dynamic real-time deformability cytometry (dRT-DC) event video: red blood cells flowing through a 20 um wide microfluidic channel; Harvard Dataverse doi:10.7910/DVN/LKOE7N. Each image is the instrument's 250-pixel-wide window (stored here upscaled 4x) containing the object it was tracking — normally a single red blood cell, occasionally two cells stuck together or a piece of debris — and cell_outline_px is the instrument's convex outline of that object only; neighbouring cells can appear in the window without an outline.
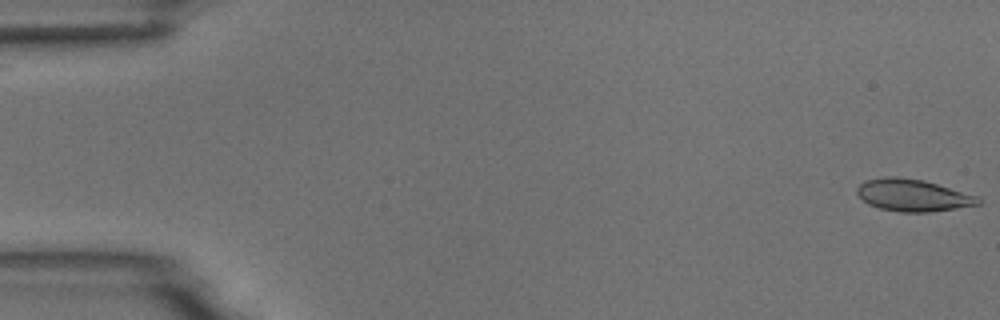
{"species": "common noctule bat (a hibernating species)", "species_latin": "Nyctalus noctula", "temperature_condition": "room temperature", "stored_images_in_passage": 7, "camera_frame_rate_fps": 3000, "um_per_image_px": 0.085, "animal": {"sex": "male", "body_mass_g": 18.8}, "frame": {"image": 1, "passage_image": 1, "time_ms": 0.0, "image_size_px": [1000, 320], "cell_outline_px": [[984, 200], [980, 204], [956, 208], [928, 212], [900, 212], [880, 208], [868, 204], [856, 192], [856, 188], [864, 180], [884, 176], [896, 176], [924, 180], [980, 196]], "centroid_in_image_um": [77.62, 16.58], "position_along_channel_um": 7.4, "area_um2": 22.89}}
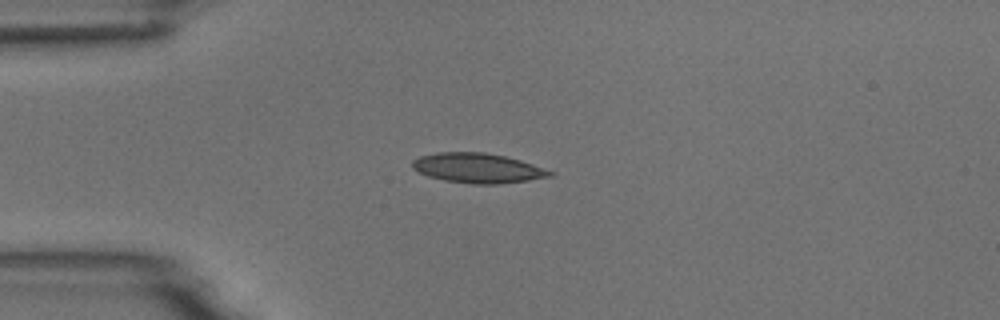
{"frame": {"image": 2, "passage_image": 5, "time_ms": 4.333, "image_size_px": [1000, 320], "cell_outline_px": [[556, 176], [500, 184], [472, 184], [444, 180], [428, 176], [412, 168], [412, 160], [420, 156], [436, 152], [484, 152], [504, 156], [520, 160], [556, 172]], "centroid_in_image_um": [40.63, 14.29], "position_along_channel_um": 44.4, "area_um2": 23.99}}
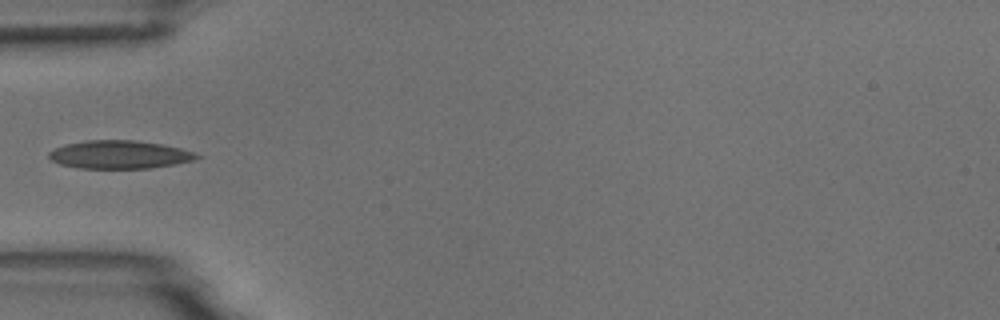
{"frame": {"image": 3, "passage_image": 6, "time_ms": 5.667, "image_size_px": [1000, 320], "cell_outline_px": [[200, 156], [192, 160], [176, 164], [152, 168], [80, 168], [60, 164], [52, 160], [48, 156], [48, 152], [64, 144], [84, 140], [132, 140], [160, 144], [180, 148], [196, 152]], "centroid_in_image_um": [10.14, 13.14], "position_along_channel_um": 74.9, "area_um2": 24.16}}